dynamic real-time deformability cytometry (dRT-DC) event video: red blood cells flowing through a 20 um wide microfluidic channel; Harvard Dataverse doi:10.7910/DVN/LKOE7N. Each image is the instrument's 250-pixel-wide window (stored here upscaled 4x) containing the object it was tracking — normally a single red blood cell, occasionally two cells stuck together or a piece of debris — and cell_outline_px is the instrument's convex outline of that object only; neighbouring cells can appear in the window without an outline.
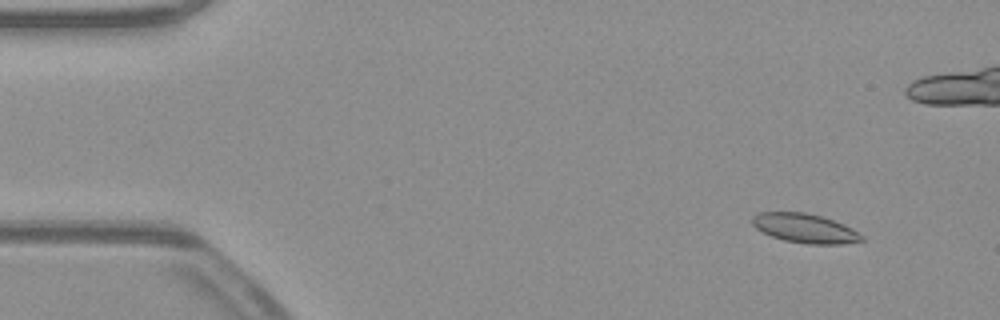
{"species": "common noctule bat (a hibernating species)", "species_latin": "Nyctalus noctula", "temperature_condition": "warm", "stored_images_in_passage": 54, "camera_frame_rate_fps": 3000, "um_per_image_px": 0.085, "animal": {"sex": "male", "body_mass_g": 23.1, "forearm_length_mm": 52.7}, "frame": {"image": 1, "passage_image": 5, "time_ms": 1.333, "image_size_px": [1000, 320], "cell_outline_px": [[864, 240], [844, 244], [808, 244], [784, 240], [772, 236], [756, 228], [752, 224], [752, 216], [760, 212], [804, 212], [820, 216], [844, 224], [852, 228], [864, 236]], "centroid_in_image_um": [68.43, 19.41], "position_along_channel_um": 16.6, "area_um2": 18.55}}
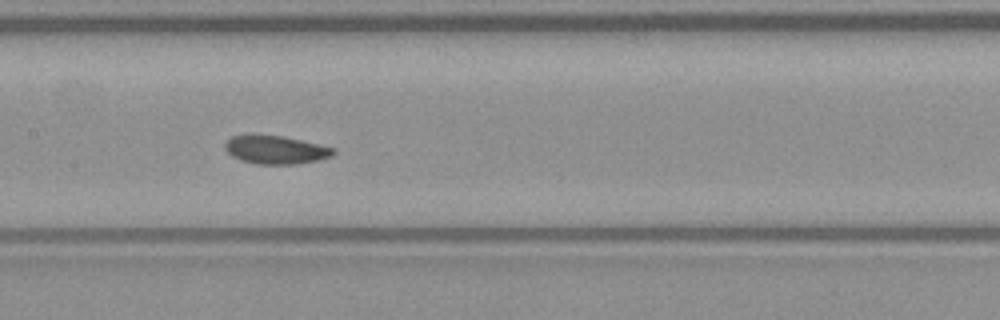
{"frame": {"image": 2, "passage_image": 26, "time_ms": 8.333, "image_size_px": [1000, 320], "cell_outline_px": [[336, 152], [332, 156], [320, 160], [292, 164], [256, 164], [240, 160], [232, 156], [224, 148], [224, 144], [232, 136], [248, 132], [252, 132], [284, 136], [336, 148]], "centroid_in_image_um": [23.4, 12.69], "position_along_channel_um": 184.0, "area_um2": 18.5}}
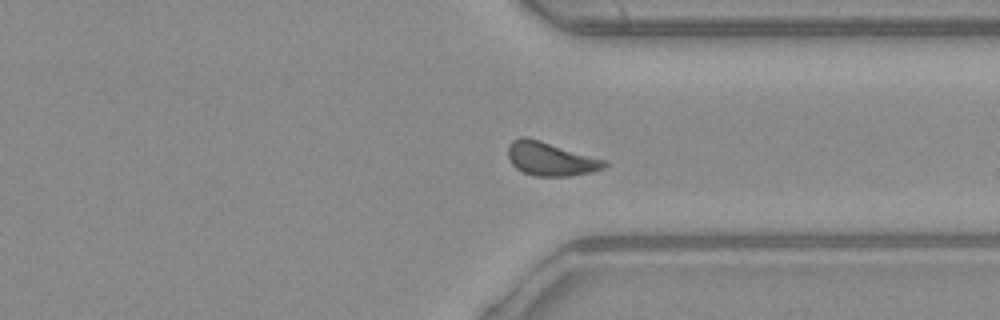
{"frame": {"image": 3, "passage_image": 40, "time_ms": 13.0, "image_size_px": [1000, 320], "cell_outline_px": [[608, 164], [604, 168], [592, 172], [568, 176], [536, 176], [524, 172], [516, 168], [512, 164], [508, 156], [508, 144], [512, 140], [520, 136], [528, 136], [608, 160]], "centroid_in_image_um": [46.82, 13.48], "position_along_channel_um": 364.6, "area_um2": 19.25}, "authors_computed_cell_mechanics": {"area_um2": 18.3226, "velocity_mm_per_s": 3.8826, "shape_relaxation_time_tau1_ms": 4.6437, "shape_relaxation_time_tau2_ms": null, "deformation_change_tau1": 0.0665, "deformation_change_tau2": null}}